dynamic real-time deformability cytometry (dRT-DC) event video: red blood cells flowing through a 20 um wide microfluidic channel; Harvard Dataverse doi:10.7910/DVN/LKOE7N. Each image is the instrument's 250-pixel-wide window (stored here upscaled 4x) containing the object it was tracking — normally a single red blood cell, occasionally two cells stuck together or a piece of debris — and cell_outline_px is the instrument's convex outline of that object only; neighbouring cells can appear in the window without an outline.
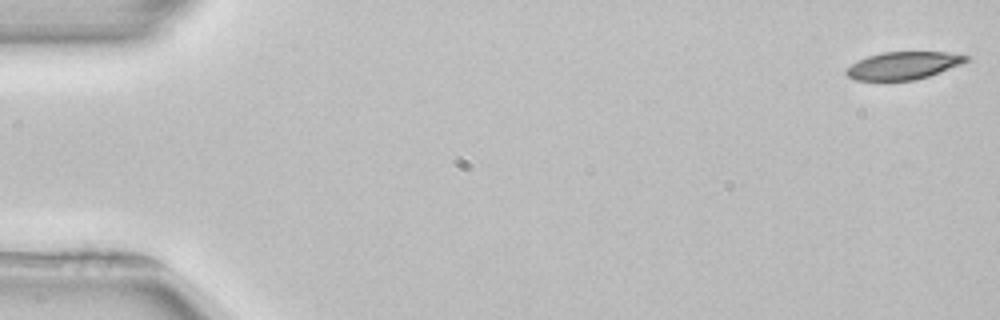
{"species": "common noctule bat (a hibernating species)", "species_latin": "Nyctalus noctula", "temperature_condition": "room temperature", "stored_images_in_passage": 53, "camera_frame_rate_fps": 3000, "um_per_image_px": 0.085, "animal": {"sex": "female", "body_mass_g": 22.7, "forearm_length_mm": 54.2}, "frame": {"image": 1, "passage_image": 1, "time_ms": 0.0, "image_size_px": [1000, 320], "cell_outline_px": [[972, 56], [968, 60], [960, 64], [928, 76], [916, 80], [856, 80], [848, 76], [844, 72], [852, 64], [868, 56], [880, 52], [948, 52]], "centroid_in_image_um": [76.8, 5.56], "position_along_channel_um": 8.2, "area_um2": 19.07}}
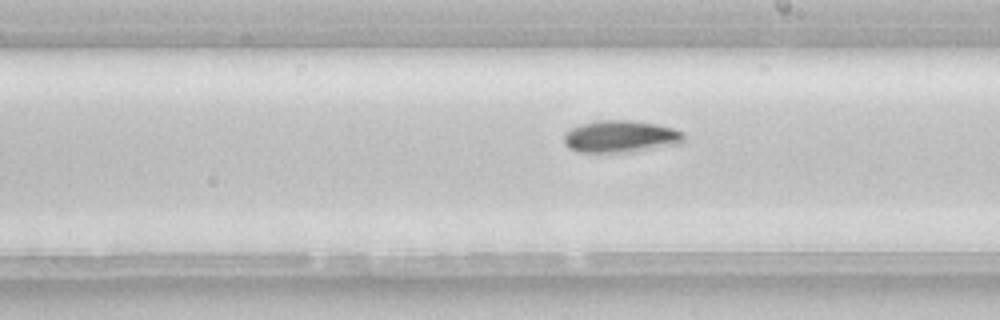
{"frame": {"image": 2, "passage_image": 30, "time_ms": 9.667, "image_size_px": [1000, 320], "cell_outline_px": [[684, 140], [680, 144], [632, 152], [580, 152], [568, 148], [564, 144], [564, 132], [580, 124], [600, 120], [632, 120], [656, 124], [672, 128], [684, 132]], "centroid_in_image_um": [52.75, 11.61], "position_along_channel_um": 236.2, "area_um2": 22.6}}
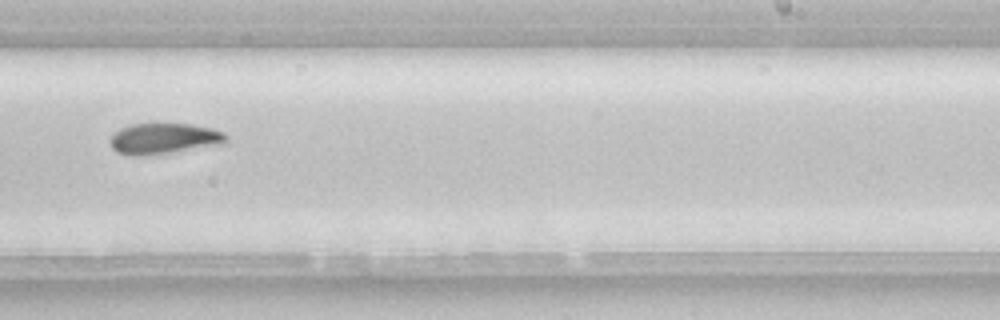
{"frame": {"image": 3, "passage_image": 33, "time_ms": 10.667, "image_size_px": [1000, 320], "cell_outline_px": [[228, 140], [224, 144], [172, 152], [140, 156], [132, 156], [116, 152], [112, 148], [108, 140], [120, 128], [128, 124], [152, 120], [188, 124], [212, 128], [224, 132], [228, 136]], "centroid_in_image_um": [13.91, 11.73], "position_along_channel_um": 275.1, "area_um2": 21.85}, "authors_computed_cell_mechanics": {"area_um2": 21.386, "velocity_mm_per_s": 3.9156, "shape_relaxation_time_tau1_ms": 4.0224, "shape_relaxation_time_tau2_ms": null, "deformation_change_tau1": 0.1292, "deformation_change_tau2": null}}